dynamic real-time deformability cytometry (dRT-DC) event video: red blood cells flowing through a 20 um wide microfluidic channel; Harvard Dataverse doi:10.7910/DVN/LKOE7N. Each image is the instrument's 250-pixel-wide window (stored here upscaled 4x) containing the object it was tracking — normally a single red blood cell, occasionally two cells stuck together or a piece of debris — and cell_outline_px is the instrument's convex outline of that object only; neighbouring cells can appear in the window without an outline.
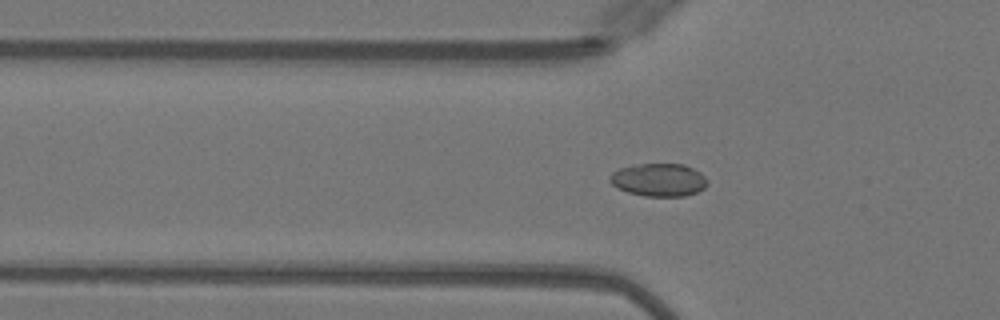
{"species": "Egyptian fruit bat (a non-hibernating species)", "species_latin": "Rousettus aegyptiacus", "temperature_condition": "warm", "stored_images_in_passage": 48, "camera_frame_rate_fps": 3000, "um_per_image_px": 0.085, "animal": {"sex": "female"}, "frame": {"image": 1, "passage_image": 15, "time_ms": 4.667, "image_size_px": [1000, 320], "cell_outline_px": [[708, 184], [704, 188], [696, 192], [684, 196], [644, 196], [628, 192], [616, 188], [608, 180], [608, 176], [612, 172], [620, 168], [632, 164], [684, 164], [700, 172], [708, 180]], "centroid_in_image_um": [55.97, 15.28], "position_along_channel_um": 69.8, "area_um2": 18.9}}
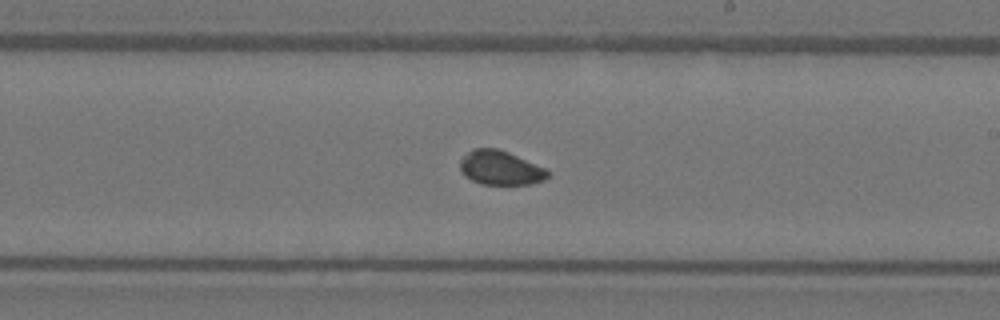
{"frame": {"image": 2, "passage_image": 28, "time_ms": 9.0, "image_size_px": [1000, 320], "cell_outline_px": [[548, 176], [544, 180], [532, 184], [480, 184], [464, 176], [460, 168], [460, 160], [472, 148], [496, 148], [508, 152], [544, 168], [548, 172]], "centroid_in_image_um": [42.5, 14.27], "position_along_channel_um": 246.5, "area_um2": 17.28}}
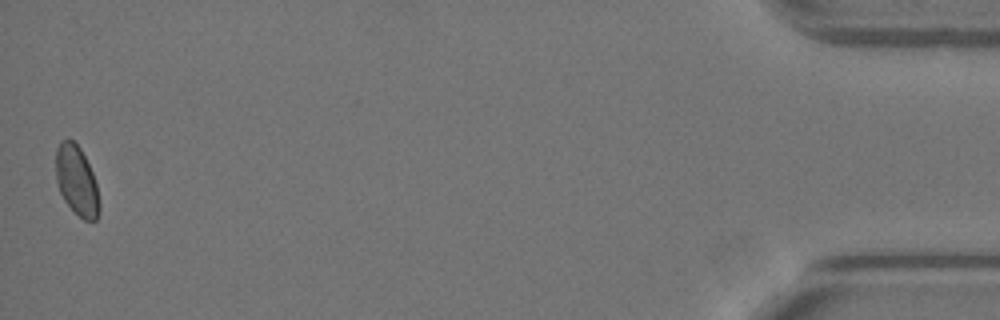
{"frame": {"image": 3, "passage_image": 48, "time_ms": 15.667, "image_size_px": [1000, 320], "cell_outline_px": [[100, 212], [96, 220], [84, 220], [64, 200], [60, 192], [56, 180], [56, 148], [60, 140], [68, 136], [80, 148], [92, 172], [96, 184], [100, 204]], "centroid_in_image_um": [6.51, 15.32], "position_along_channel_um": 428.7, "area_um2": 17.63}, "authors_computed_cell_mechanics": {"area_um2": 18.1203, "velocity_mm_per_s": 4.0744, "shape_relaxation_time_tau1_ms": 6.0727, "shape_relaxation_time_tau2_ms": null, "deformation_change_tau1": 0.0771, "deformation_change_tau2": null}}